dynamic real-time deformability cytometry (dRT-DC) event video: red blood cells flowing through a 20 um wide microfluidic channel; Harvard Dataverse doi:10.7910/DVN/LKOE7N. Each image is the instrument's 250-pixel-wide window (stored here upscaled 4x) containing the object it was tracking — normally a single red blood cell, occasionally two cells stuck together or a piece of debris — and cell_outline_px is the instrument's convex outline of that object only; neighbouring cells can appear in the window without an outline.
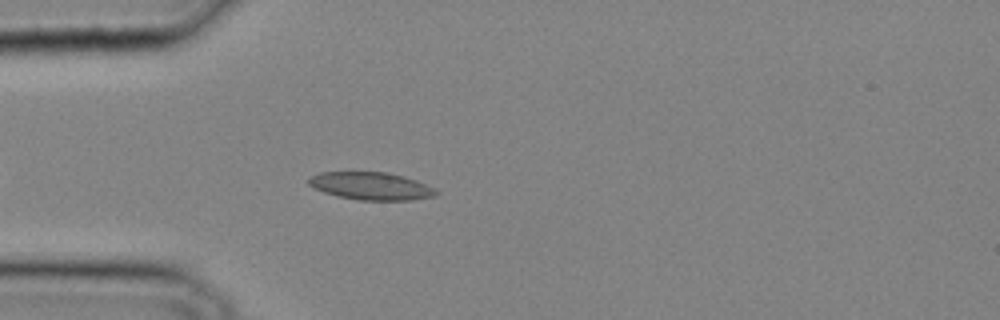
{"species": "common noctule bat (a hibernating species)", "species_latin": "Nyctalus noctula", "temperature_condition": "cold", "stored_images_in_passage": 10, "camera_frame_rate_fps": 3000, "um_per_image_px": 0.085, "animal": {"sex": "male", "body_mass_g": 20.4}, "frame": {"image": 1, "passage_image": 4, "time_ms": 1.0, "image_size_px": [1000, 320], "cell_outline_px": [[440, 192], [436, 196], [412, 200], [360, 200], [336, 196], [312, 188], [308, 184], [308, 176], [320, 172], [388, 172], [404, 176], [416, 180]], "centroid_in_image_um": [31.5, 15.81], "position_along_channel_um": 53.5, "area_um2": 20.69}}
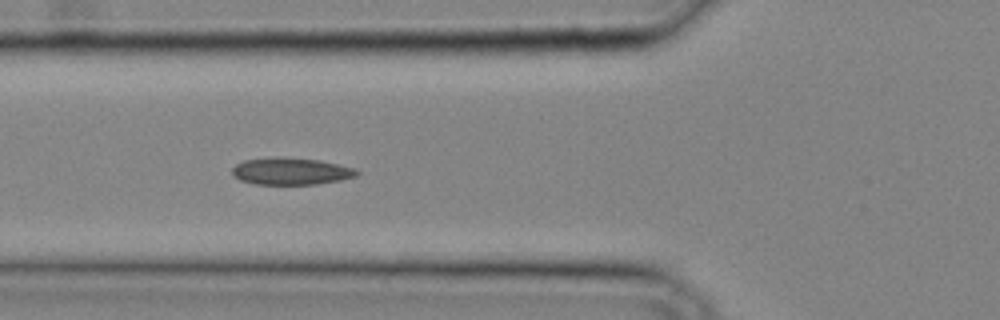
{"frame": {"image": 2, "passage_image": 7, "time_ms": 2.0, "image_size_px": [1000, 320], "cell_outline_px": [[360, 172], [356, 176], [340, 180], [316, 184], [256, 184], [240, 180], [232, 176], [232, 168], [236, 164], [244, 160], [272, 156], [284, 156], [320, 160], [356, 168]], "centroid_in_image_um": [24.71, 14.53], "position_along_channel_um": 101.1, "area_um2": 19.94}}
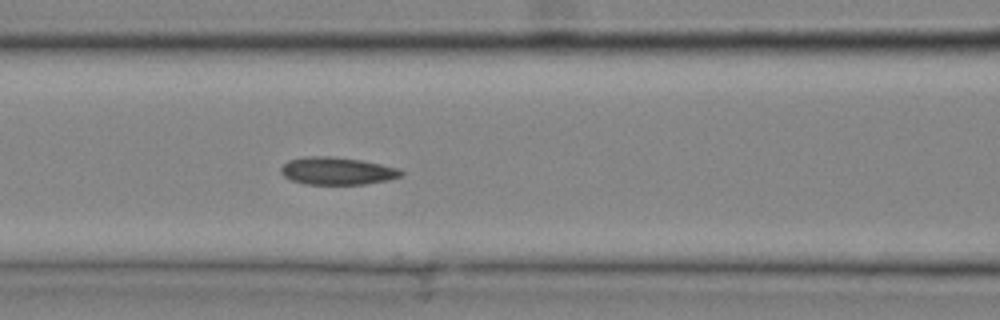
{"frame": {"image": 3, "passage_image": 9, "time_ms": 2.667, "image_size_px": [1000, 320], "cell_outline_px": [[404, 176], [388, 180], [364, 184], [304, 184], [292, 180], [284, 176], [280, 172], [280, 168], [288, 160], [304, 156], [332, 156], [360, 160], [400, 168], [404, 172]], "centroid_in_image_um": [28.67, 14.53], "position_along_channel_um": 137.9, "area_um2": 19.42}}